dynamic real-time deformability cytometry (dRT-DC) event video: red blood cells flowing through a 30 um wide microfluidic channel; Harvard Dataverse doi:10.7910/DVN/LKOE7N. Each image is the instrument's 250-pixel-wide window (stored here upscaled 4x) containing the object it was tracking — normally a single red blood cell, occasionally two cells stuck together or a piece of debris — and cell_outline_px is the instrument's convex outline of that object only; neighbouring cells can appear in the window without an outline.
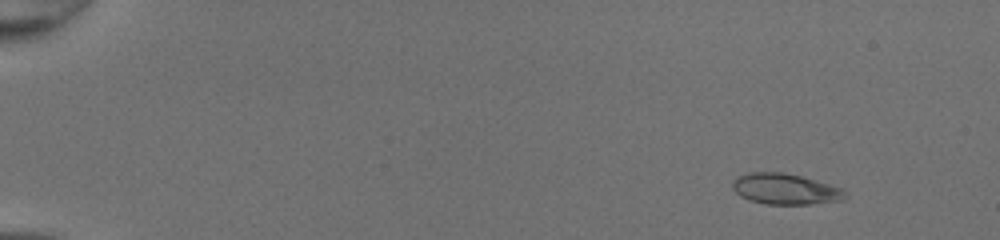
{"species": "common noctule bat (a hibernating species)", "species_latin": "Nyctalus noctula", "temperature_condition": "room temperature", "stored_images_in_passage": 51, "camera_frame_rate_fps": 3000, "um_per_image_px": 0.085, "animal": {"sex": "female", "body_mass_g": 20.0, "forearm_length_mm": 54.0}, "frame": {"image": 1, "passage_image": 6, "time_ms": 1.667, "image_size_px": [1000, 240], "cell_outline_px": [[848, 196], [844, 200], [812, 204], [764, 204], [748, 200], [740, 196], [732, 188], [732, 180], [748, 172], [784, 172], [816, 180], [844, 188], [848, 192]], "centroid_in_image_um": [66.79, 16.07], "position_along_channel_um": 18.2, "area_um2": 20.58}}
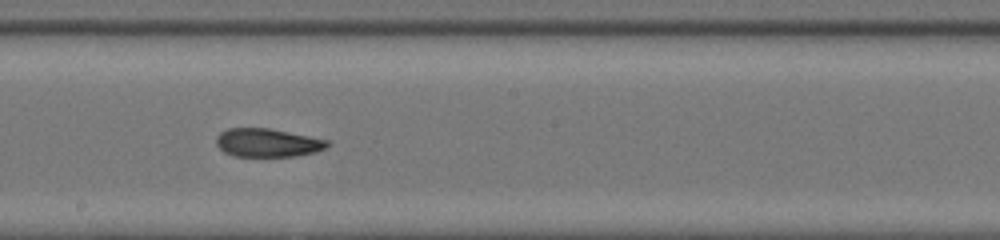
{"frame": {"image": 2, "passage_image": 31, "time_ms": 10.0, "image_size_px": [1000, 240], "cell_outline_px": [[328, 144], [324, 148], [316, 152], [292, 156], [236, 156], [224, 152], [216, 144], [216, 136], [220, 132], [228, 128], [268, 128], [328, 140]], "centroid_in_image_um": [22.69, 12.13], "position_along_channel_um": 225.5, "area_um2": 18.15}}
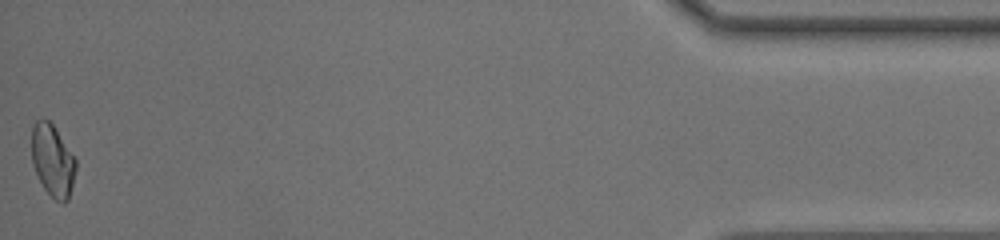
{"frame": {"image": 3, "passage_image": 51, "time_ms": 16.667, "image_size_px": [1000, 240], "cell_outline_px": [[76, 168], [68, 200], [64, 204], [56, 200], [44, 188], [32, 164], [32, 124], [36, 120], [48, 120], [52, 124], [76, 160]], "centroid_in_image_um": [4.46, 13.65], "position_along_channel_um": 430.7, "area_um2": 18.15}, "authors_computed_cell_mechanics": {"area_um2": 19.0162, "velocity_mm_per_s": 4.2907, "shape_relaxation_time_tau1_ms": null, "shape_relaxation_time_tau2_ms": 1.8376, "deformation_change_tau1": null, "deformation_change_tau2": 0.0726}}